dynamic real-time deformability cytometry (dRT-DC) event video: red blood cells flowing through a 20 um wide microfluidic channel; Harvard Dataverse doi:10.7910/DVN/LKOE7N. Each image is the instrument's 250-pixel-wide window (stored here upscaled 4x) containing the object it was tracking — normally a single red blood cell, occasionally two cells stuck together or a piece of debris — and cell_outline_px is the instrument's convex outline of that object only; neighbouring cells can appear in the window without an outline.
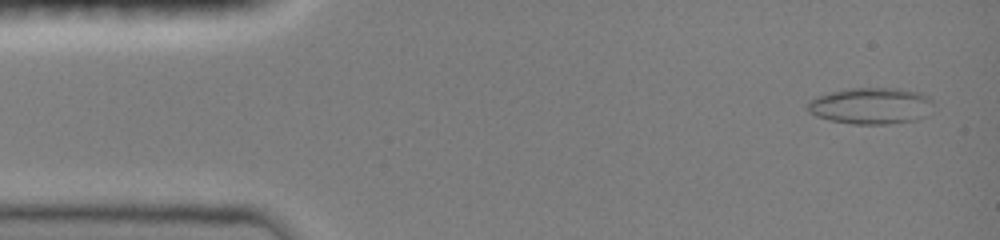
{"species": "common noctule bat (a hibernating species)", "species_latin": "Nyctalus noctula", "temperature_condition": "room temperature", "stored_images_in_passage": 70, "camera_frame_rate_fps": 3000, "um_per_image_px": 0.085, "animal": {"sex": "female", "body_mass_g": 19.0, "forearm_length_mm": 51.5}, "frame": {"image": 1, "passage_image": 3, "time_ms": 0.333, "image_size_px": [1000, 240], "cell_outline_px": [[932, 104], [928, 116], [916, 120], [888, 124], [852, 124], [828, 120], [816, 116], [808, 112], [808, 100], [816, 96], [832, 92], [852, 88], [900, 88], [920, 92], [928, 96], [932, 100]], "centroid_in_image_um": [74.05, 9.0], "position_along_channel_um": 11.0, "area_um2": 26.99}}
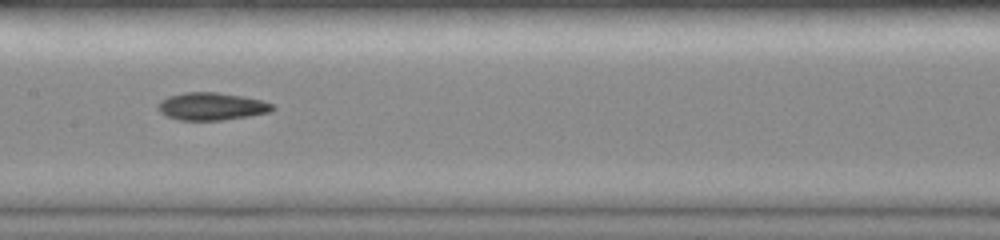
{"frame": {"image": 2, "passage_image": 42, "time_ms": 7.333, "image_size_px": [1000, 240], "cell_outline_px": [[276, 108], [268, 112], [248, 116], [224, 120], [180, 120], [168, 116], [160, 112], [156, 108], [156, 104], [160, 100], [168, 96], [184, 92], [216, 92], [240, 96], [260, 100], [272, 104]], "centroid_in_image_um": [17.92, 9.04], "position_along_channel_um": 189.5, "area_um2": 18.32}}
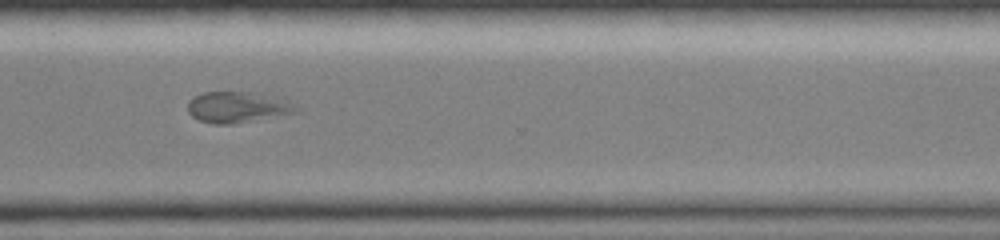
{"frame": {"image": 3, "passage_image": 69, "time_ms": 11.333, "image_size_px": [1000, 240], "cell_outline_px": [[300, 112], [232, 124], [212, 124], [200, 120], [192, 116], [188, 112], [188, 100], [192, 96], [204, 92], [260, 92], [280, 96], [288, 100], [300, 108]], "centroid_in_image_um": [20.25, 9.09], "position_along_channel_um": 350.4, "area_um2": 20.11}}